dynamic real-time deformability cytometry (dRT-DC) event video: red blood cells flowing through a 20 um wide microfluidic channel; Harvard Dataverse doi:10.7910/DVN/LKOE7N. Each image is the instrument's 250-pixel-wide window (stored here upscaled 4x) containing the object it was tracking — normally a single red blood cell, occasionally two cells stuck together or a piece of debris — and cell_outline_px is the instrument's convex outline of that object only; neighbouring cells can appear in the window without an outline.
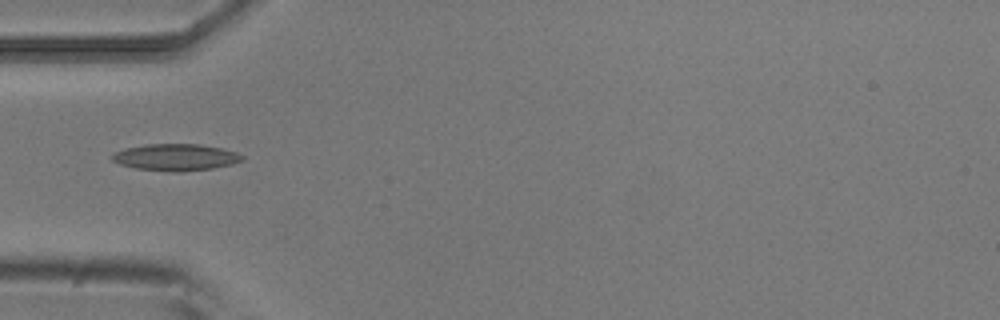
{"species": "common noctule bat (a hibernating species)", "species_latin": "Nyctalus noctula", "temperature_condition": "room temperature", "stored_images_in_passage": 6, "camera_frame_rate_fps": 3000, "um_per_image_px": 0.085, "animal": {"sex": "male", "body_mass_g": 20.5, "forearm_length_mm": 52.5}, "frame": {"image": 1, "passage_image": 2, "time_ms": 0.333, "image_size_px": [1000, 320], "cell_outline_px": [[244, 160], [232, 164], [212, 168], [184, 172], [168, 172], [136, 168], [120, 164], [112, 160], [112, 152], [124, 148], [144, 144], [200, 144], [220, 148], [236, 152], [244, 156]], "centroid_in_image_um": [14.91, 13.37], "position_along_channel_um": 70.1, "area_um2": 20.46}}
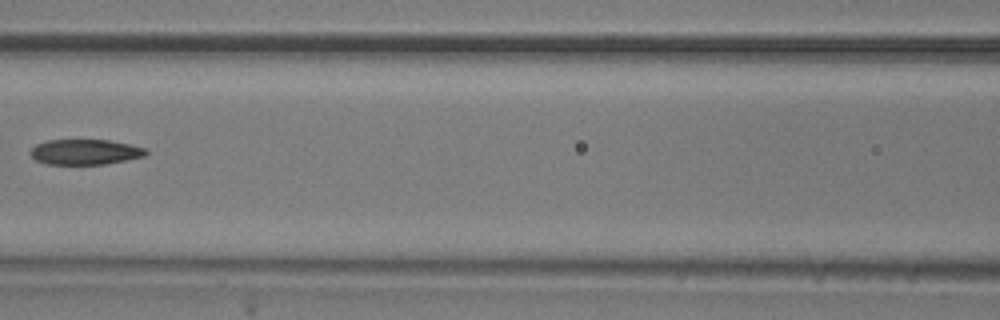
{"frame": {"image": 2, "passage_image": 4, "time_ms": 1.0, "image_size_px": [1000, 320], "cell_outline_px": [[148, 152], [144, 156], [104, 164], [44, 164], [36, 160], [28, 152], [36, 144], [48, 140], [108, 140], [132, 144], [148, 148]], "centroid_in_image_um": [7.24, 12.91], "position_along_channel_um": 159.4, "area_um2": 17.11}}
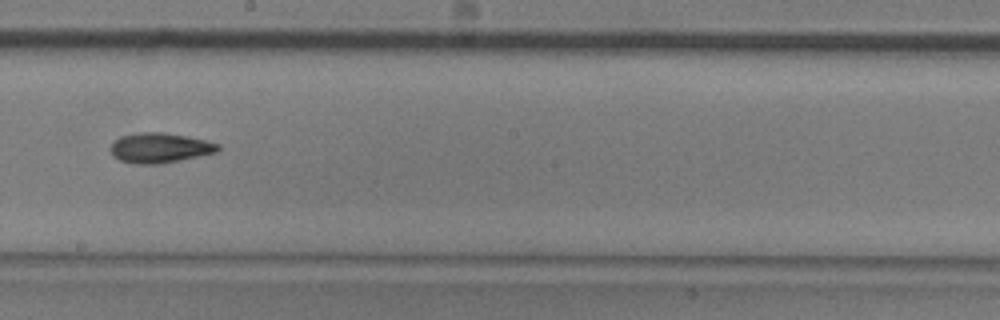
{"frame": {"image": 3, "passage_image": 6, "time_ms": 1.667, "image_size_px": [1000, 320], "cell_outline_px": [[220, 148], [216, 152], [160, 164], [136, 164], [120, 160], [112, 156], [112, 144], [120, 136], [140, 132], [164, 132], [188, 136], [220, 144]], "centroid_in_image_um": [13.58, 12.56], "position_along_channel_um": 234.6, "area_um2": 18.61}}